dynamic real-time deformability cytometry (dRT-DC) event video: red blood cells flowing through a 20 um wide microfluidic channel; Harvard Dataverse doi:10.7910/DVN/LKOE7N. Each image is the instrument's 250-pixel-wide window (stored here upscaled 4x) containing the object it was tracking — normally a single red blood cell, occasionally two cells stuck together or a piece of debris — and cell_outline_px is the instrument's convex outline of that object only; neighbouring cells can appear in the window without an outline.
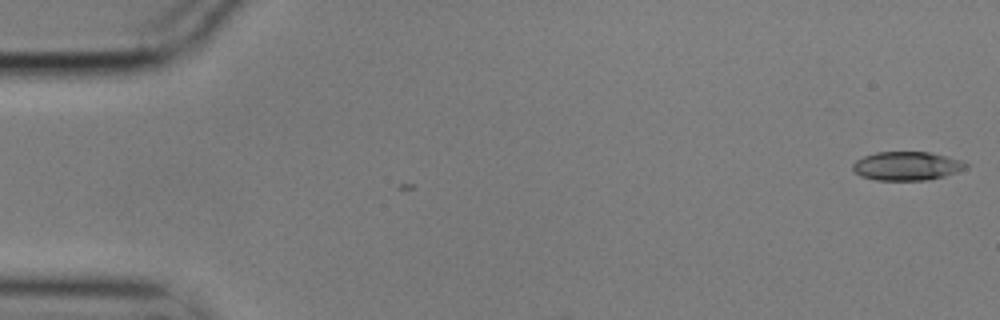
{"species": "common noctule bat (a hibernating species)", "species_latin": "Nyctalus noctula", "temperature_condition": "cold", "stored_images_in_passage": 2, "camera_frame_rate_fps": 3000, "um_per_image_px": 0.085, "animal": {"sex": "male", "body_mass_g": 17.9}, "frame": {"image": 1, "passage_image": 2, "time_ms": 0.333, "image_size_px": [1000, 320], "cell_outline_px": [[968, 168], [944, 176], [924, 180], [876, 180], [860, 176], [852, 168], [852, 164], [856, 160], [864, 156], [876, 152], [928, 152], [960, 160], [968, 164]], "centroid_in_image_um": [77.05, 14.11], "position_along_channel_um": 7.9, "area_um2": 18.79}}